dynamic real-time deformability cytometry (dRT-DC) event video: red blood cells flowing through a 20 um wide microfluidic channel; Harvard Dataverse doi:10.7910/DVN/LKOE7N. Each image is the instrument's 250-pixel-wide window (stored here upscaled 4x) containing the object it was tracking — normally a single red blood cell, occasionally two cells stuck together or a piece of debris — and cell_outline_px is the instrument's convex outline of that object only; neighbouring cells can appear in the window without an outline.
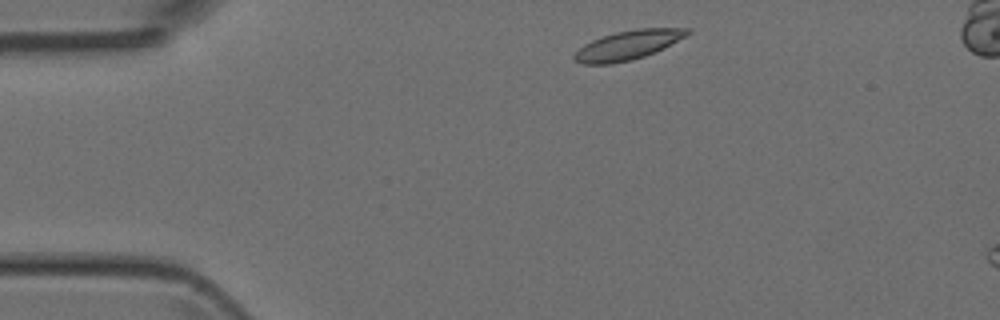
{"species": "Egyptian fruit bat (a non-hibernating species)", "species_latin": "Rousettus aegyptiacus", "temperature_condition": "room temperature", "stored_images_in_passage": 8, "camera_frame_rate_fps": 3000, "um_per_image_px": 0.085, "animal": {"sex": "female"}, "frame": {"image": 1, "passage_image": 2, "time_ms": 0.333, "image_size_px": [1000, 320], "cell_outline_px": [[692, 32], [664, 48], [644, 56], [632, 60], [612, 64], [580, 64], [572, 60], [572, 56], [584, 44], [592, 40], [616, 32], [636, 28], [692, 28]], "centroid_in_image_um": [53.36, 3.84], "position_along_channel_um": 31.6, "area_um2": 19.31}}